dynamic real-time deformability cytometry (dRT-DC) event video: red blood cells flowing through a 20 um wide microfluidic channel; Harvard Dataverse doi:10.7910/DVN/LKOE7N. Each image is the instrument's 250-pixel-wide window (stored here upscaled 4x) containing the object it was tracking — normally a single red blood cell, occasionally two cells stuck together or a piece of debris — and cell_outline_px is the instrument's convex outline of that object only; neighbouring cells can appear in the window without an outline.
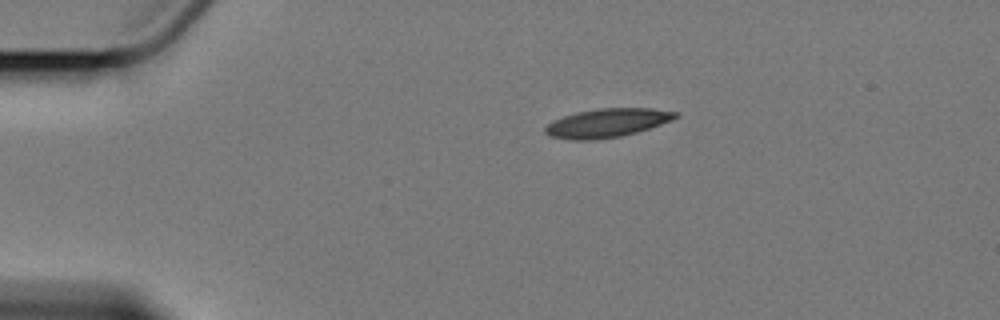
{"species": "Egyptian fruit bat (a non-hibernating species)", "species_latin": "Rousettus aegyptiacus", "temperature_condition": "cold", "stored_images_in_passage": 4, "camera_frame_rate_fps": 3000, "um_per_image_px": 0.085, "animal": {"sex": "female"}, "frame": {"image": 1, "passage_image": 1, "time_ms": 0.0, "image_size_px": [1000, 320], "cell_outline_px": [[680, 116], [672, 120], [636, 132], [620, 136], [592, 140], [572, 140], [548, 136], [544, 132], [544, 128], [548, 124], [564, 116], [576, 112], [600, 108], [652, 108], [680, 112]], "centroid_in_image_um": [51.62, 10.44], "position_along_channel_um": 33.4, "area_um2": 21.73}}
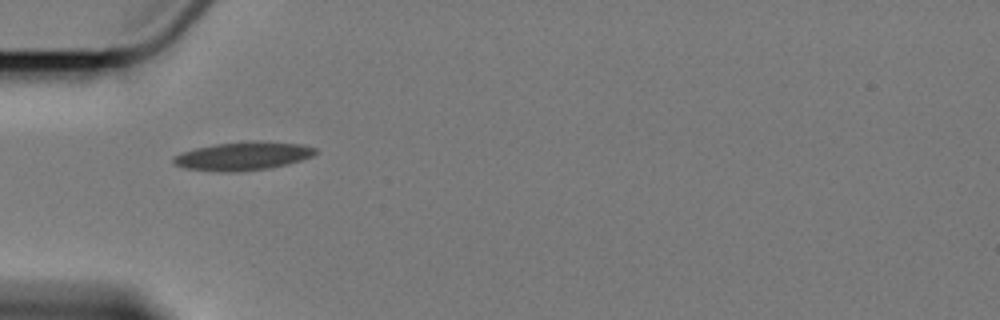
{"frame": {"image": 2, "passage_image": 3, "time_ms": 2.333, "image_size_px": [1000, 320], "cell_outline_px": [[316, 152], [312, 156], [288, 164], [272, 168], [240, 172], [220, 172], [184, 168], [172, 164], [172, 156], [196, 148], [216, 144], [252, 140], [260, 140], [300, 144], [316, 148]], "centroid_in_image_um": [20.63, 13.27], "position_along_channel_um": 64.4, "area_um2": 23.76}}
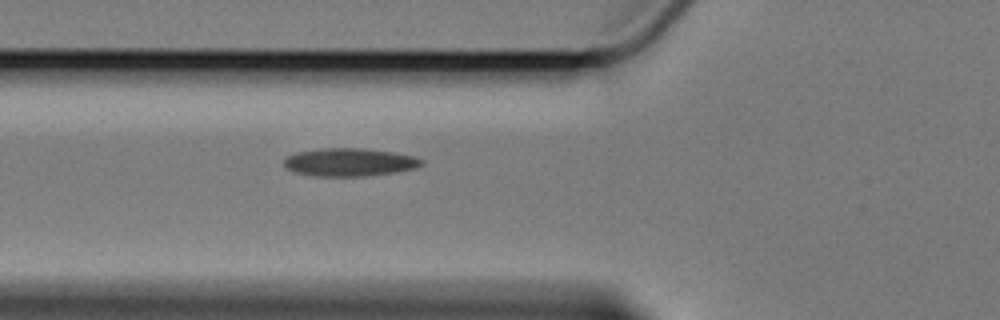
{"frame": {"image": 3, "passage_image": 4, "time_ms": 3.333, "image_size_px": [1000, 320], "cell_outline_px": [[424, 164], [416, 168], [396, 172], [364, 176], [316, 176], [296, 172], [288, 168], [284, 164], [284, 160], [288, 156], [296, 152], [324, 148], [364, 148], [392, 152], [416, 156], [424, 160]], "centroid_in_image_um": [29.77, 13.78], "position_along_channel_um": 96.0, "area_um2": 22.43}}